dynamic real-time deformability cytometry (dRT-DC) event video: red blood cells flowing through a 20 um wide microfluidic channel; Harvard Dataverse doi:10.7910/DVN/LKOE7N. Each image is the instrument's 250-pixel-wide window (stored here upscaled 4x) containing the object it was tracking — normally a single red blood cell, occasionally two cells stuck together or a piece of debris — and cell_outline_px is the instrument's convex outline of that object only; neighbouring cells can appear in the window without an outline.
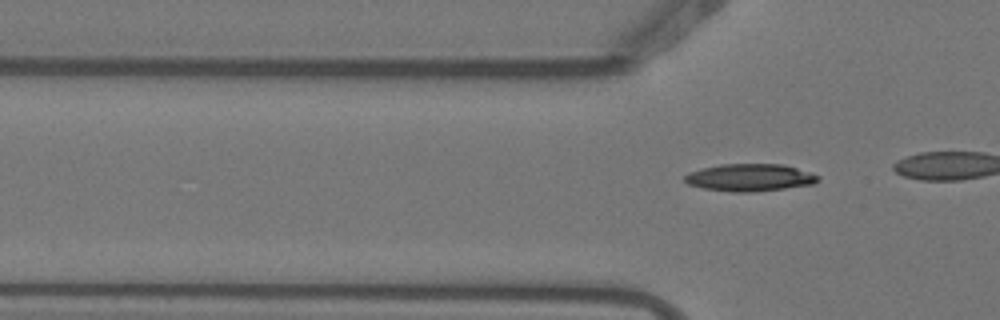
{"species": "Egyptian fruit bat (a non-hibernating species)", "species_latin": "Rousettus aegyptiacus", "temperature_condition": "warm", "stored_images_in_passage": 4, "camera_frame_rate_fps": 3000, "um_per_image_px": 0.085, "animal": {"sex": "female"}, "frame": {"image": 1, "passage_image": 4, "time_ms": 1.0, "image_size_px": [1000, 320], "cell_outline_px": [[820, 180], [812, 184], [784, 188], [752, 192], [732, 192], [704, 188], [688, 184], [684, 180], [684, 176], [688, 172], [720, 164], [784, 164], [820, 176]], "centroid_in_image_um": [63.72, 15.09], "position_along_channel_um": 62.1, "area_um2": 21.1}}